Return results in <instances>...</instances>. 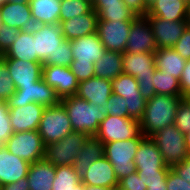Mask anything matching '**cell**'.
I'll return each instance as SVG.
<instances>
[{"mask_svg": "<svg viewBox=\"0 0 190 190\" xmlns=\"http://www.w3.org/2000/svg\"><path fill=\"white\" fill-rule=\"evenodd\" d=\"M182 96L155 94L146 102L144 114L139 121L141 133L150 137L174 122Z\"/></svg>", "mask_w": 190, "mask_h": 190, "instance_id": "obj_1", "label": "cell"}, {"mask_svg": "<svg viewBox=\"0 0 190 190\" xmlns=\"http://www.w3.org/2000/svg\"><path fill=\"white\" fill-rule=\"evenodd\" d=\"M60 103L67 111L73 131L89 136L97 134L100 123L108 115L104 106L94 105L76 95L62 98Z\"/></svg>", "mask_w": 190, "mask_h": 190, "instance_id": "obj_2", "label": "cell"}, {"mask_svg": "<svg viewBox=\"0 0 190 190\" xmlns=\"http://www.w3.org/2000/svg\"><path fill=\"white\" fill-rule=\"evenodd\" d=\"M155 70L154 53L123 52V74L131 75L137 80L140 94L146 100L156 94L152 82Z\"/></svg>", "mask_w": 190, "mask_h": 190, "instance_id": "obj_3", "label": "cell"}, {"mask_svg": "<svg viewBox=\"0 0 190 190\" xmlns=\"http://www.w3.org/2000/svg\"><path fill=\"white\" fill-rule=\"evenodd\" d=\"M144 138L145 136L141 133L137 138L104 144L105 157L112 164L118 181L136 172L134 157Z\"/></svg>", "mask_w": 190, "mask_h": 190, "instance_id": "obj_4", "label": "cell"}, {"mask_svg": "<svg viewBox=\"0 0 190 190\" xmlns=\"http://www.w3.org/2000/svg\"><path fill=\"white\" fill-rule=\"evenodd\" d=\"M150 138L159 148L167 167L172 168L190 157L185 135L173 124L158 130Z\"/></svg>", "mask_w": 190, "mask_h": 190, "instance_id": "obj_5", "label": "cell"}, {"mask_svg": "<svg viewBox=\"0 0 190 190\" xmlns=\"http://www.w3.org/2000/svg\"><path fill=\"white\" fill-rule=\"evenodd\" d=\"M37 131L45 145L62 140L73 132L67 111L61 103L44 109Z\"/></svg>", "mask_w": 190, "mask_h": 190, "instance_id": "obj_6", "label": "cell"}, {"mask_svg": "<svg viewBox=\"0 0 190 190\" xmlns=\"http://www.w3.org/2000/svg\"><path fill=\"white\" fill-rule=\"evenodd\" d=\"M89 137L85 132L73 131L62 140L45 145L44 159L53 166H72Z\"/></svg>", "mask_w": 190, "mask_h": 190, "instance_id": "obj_7", "label": "cell"}, {"mask_svg": "<svg viewBox=\"0 0 190 190\" xmlns=\"http://www.w3.org/2000/svg\"><path fill=\"white\" fill-rule=\"evenodd\" d=\"M8 109L15 107H23L29 103H38L42 106H56L61 99L56 94V90L45 83L42 79L36 81L34 85L24 86L16 89L6 101Z\"/></svg>", "mask_w": 190, "mask_h": 190, "instance_id": "obj_8", "label": "cell"}, {"mask_svg": "<svg viewBox=\"0 0 190 190\" xmlns=\"http://www.w3.org/2000/svg\"><path fill=\"white\" fill-rule=\"evenodd\" d=\"M4 147L30 164L44 159L45 144L37 130L13 133Z\"/></svg>", "mask_w": 190, "mask_h": 190, "instance_id": "obj_9", "label": "cell"}, {"mask_svg": "<svg viewBox=\"0 0 190 190\" xmlns=\"http://www.w3.org/2000/svg\"><path fill=\"white\" fill-rule=\"evenodd\" d=\"M141 134L140 123L132 118L107 115L100 123L95 137L103 144L137 138Z\"/></svg>", "mask_w": 190, "mask_h": 190, "instance_id": "obj_10", "label": "cell"}, {"mask_svg": "<svg viewBox=\"0 0 190 190\" xmlns=\"http://www.w3.org/2000/svg\"><path fill=\"white\" fill-rule=\"evenodd\" d=\"M32 29L33 38L36 40V56L43 64L65 39L62 34L61 23L35 25Z\"/></svg>", "mask_w": 190, "mask_h": 190, "instance_id": "obj_11", "label": "cell"}, {"mask_svg": "<svg viewBox=\"0 0 190 190\" xmlns=\"http://www.w3.org/2000/svg\"><path fill=\"white\" fill-rule=\"evenodd\" d=\"M157 49L148 19L145 16H138L131 24L125 52L155 53Z\"/></svg>", "mask_w": 190, "mask_h": 190, "instance_id": "obj_12", "label": "cell"}, {"mask_svg": "<svg viewBox=\"0 0 190 190\" xmlns=\"http://www.w3.org/2000/svg\"><path fill=\"white\" fill-rule=\"evenodd\" d=\"M133 21H98L97 33L106 50L125 52Z\"/></svg>", "mask_w": 190, "mask_h": 190, "instance_id": "obj_13", "label": "cell"}, {"mask_svg": "<svg viewBox=\"0 0 190 190\" xmlns=\"http://www.w3.org/2000/svg\"><path fill=\"white\" fill-rule=\"evenodd\" d=\"M42 78L56 90L60 99L73 96L78 89V80L67 66H43Z\"/></svg>", "mask_w": 190, "mask_h": 190, "instance_id": "obj_14", "label": "cell"}, {"mask_svg": "<svg viewBox=\"0 0 190 190\" xmlns=\"http://www.w3.org/2000/svg\"><path fill=\"white\" fill-rule=\"evenodd\" d=\"M145 17L150 23L158 49L173 48L187 27L186 21L170 22L154 16Z\"/></svg>", "mask_w": 190, "mask_h": 190, "instance_id": "obj_15", "label": "cell"}, {"mask_svg": "<svg viewBox=\"0 0 190 190\" xmlns=\"http://www.w3.org/2000/svg\"><path fill=\"white\" fill-rule=\"evenodd\" d=\"M2 61L7 65L16 89L34 85L36 81L42 79L43 64L41 62H26L11 58H2Z\"/></svg>", "mask_w": 190, "mask_h": 190, "instance_id": "obj_16", "label": "cell"}, {"mask_svg": "<svg viewBox=\"0 0 190 190\" xmlns=\"http://www.w3.org/2000/svg\"><path fill=\"white\" fill-rule=\"evenodd\" d=\"M71 49L72 62L84 64H94L101 59L102 54L106 51L97 32L71 40Z\"/></svg>", "mask_w": 190, "mask_h": 190, "instance_id": "obj_17", "label": "cell"}, {"mask_svg": "<svg viewBox=\"0 0 190 190\" xmlns=\"http://www.w3.org/2000/svg\"><path fill=\"white\" fill-rule=\"evenodd\" d=\"M44 109L45 107L38 103L10 108L9 118L14 133L38 130Z\"/></svg>", "mask_w": 190, "mask_h": 190, "instance_id": "obj_18", "label": "cell"}, {"mask_svg": "<svg viewBox=\"0 0 190 190\" xmlns=\"http://www.w3.org/2000/svg\"><path fill=\"white\" fill-rule=\"evenodd\" d=\"M112 94V81L94 76L79 82L75 95L94 105L105 107Z\"/></svg>", "mask_w": 190, "mask_h": 190, "instance_id": "obj_19", "label": "cell"}, {"mask_svg": "<svg viewBox=\"0 0 190 190\" xmlns=\"http://www.w3.org/2000/svg\"><path fill=\"white\" fill-rule=\"evenodd\" d=\"M30 163L0 147V186L26 178Z\"/></svg>", "mask_w": 190, "mask_h": 190, "instance_id": "obj_20", "label": "cell"}, {"mask_svg": "<svg viewBox=\"0 0 190 190\" xmlns=\"http://www.w3.org/2000/svg\"><path fill=\"white\" fill-rule=\"evenodd\" d=\"M84 185L111 188L118 185V179L110 161L104 156L93 162L81 177Z\"/></svg>", "mask_w": 190, "mask_h": 190, "instance_id": "obj_21", "label": "cell"}, {"mask_svg": "<svg viewBox=\"0 0 190 190\" xmlns=\"http://www.w3.org/2000/svg\"><path fill=\"white\" fill-rule=\"evenodd\" d=\"M136 171L169 170L165 165L159 148L150 137H145L137 149L134 157Z\"/></svg>", "mask_w": 190, "mask_h": 190, "instance_id": "obj_22", "label": "cell"}, {"mask_svg": "<svg viewBox=\"0 0 190 190\" xmlns=\"http://www.w3.org/2000/svg\"><path fill=\"white\" fill-rule=\"evenodd\" d=\"M59 22L61 23L63 36L71 41L96 33L98 14L92 9L89 13Z\"/></svg>", "mask_w": 190, "mask_h": 190, "instance_id": "obj_23", "label": "cell"}, {"mask_svg": "<svg viewBox=\"0 0 190 190\" xmlns=\"http://www.w3.org/2000/svg\"><path fill=\"white\" fill-rule=\"evenodd\" d=\"M0 13L5 25L16 27L20 31L30 30L35 26L29 4L6 2L0 6Z\"/></svg>", "mask_w": 190, "mask_h": 190, "instance_id": "obj_24", "label": "cell"}, {"mask_svg": "<svg viewBox=\"0 0 190 190\" xmlns=\"http://www.w3.org/2000/svg\"><path fill=\"white\" fill-rule=\"evenodd\" d=\"M56 166L47 160L35 161L30 165L27 181L30 190H52Z\"/></svg>", "mask_w": 190, "mask_h": 190, "instance_id": "obj_25", "label": "cell"}, {"mask_svg": "<svg viewBox=\"0 0 190 190\" xmlns=\"http://www.w3.org/2000/svg\"><path fill=\"white\" fill-rule=\"evenodd\" d=\"M35 41L33 38V29L20 31L16 41L2 58L18 59L26 62H40L36 56Z\"/></svg>", "mask_w": 190, "mask_h": 190, "instance_id": "obj_26", "label": "cell"}, {"mask_svg": "<svg viewBox=\"0 0 190 190\" xmlns=\"http://www.w3.org/2000/svg\"><path fill=\"white\" fill-rule=\"evenodd\" d=\"M188 2L185 0H158L152 4L146 16H154L167 21H185Z\"/></svg>", "mask_w": 190, "mask_h": 190, "instance_id": "obj_27", "label": "cell"}, {"mask_svg": "<svg viewBox=\"0 0 190 190\" xmlns=\"http://www.w3.org/2000/svg\"><path fill=\"white\" fill-rule=\"evenodd\" d=\"M105 156L104 144L95 136H90L78 150V159L72 165L77 175L81 178L86 169L97 159Z\"/></svg>", "mask_w": 190, "mask_h": 190, "instance_id": "obj_28", "label": "cell"}, {"mask_svg": "<svg viewBox=\"0 0 190 190\" xmlns=\"http://www.w3.org/2000/svg\"><path fill=\"white\" fill-rule=\"evenodd\" d=\"M29 6L35 25L60 21L61 0H29Z\"/></svg>", "mask_w": 190, "mask_h": 190, "instance_id": "obj_29", "label": "cell"}, {"mask_svg": "<svg viewBox=\"0 0 190 190\" xmlns=\"http://www.w3.org/2000/svg\"><path fill=\"white\" fill-rule=\"evenodd\" d=\"M156 69L168 73L177 79H181V74L185 68L186 60L180 56L173 48L157 49L154 53Z\"/></svg>", "mask_w": 190, "mask_h": 190, "instance_id": "obj_30", "label": "cell"}, {"mask_svg": "<svg viewBox=\"0 0 190 190\" xmlns=\"http://www.w3.org/2000/svg\"><path fill=\"white\" fill-rule=\"evenodd\" d=\"M95 77L114 80L123 74V52L106 50L99 61L94 63Z\"/></svg>", "mask_w": 190, "mask_h": 190, "instance_id": "obj_31", "label": "cell"}, {"mask_svg": "<svg viewBox=\"0 0 190 190\" xmlns=\"http://www.w3.org/2000/svg\"><path fill=\"white\" fill-rule=\"evenodd\" d=\"M154 89L156 94L182 96L180 80L158 69L153 74Z\"/></svg>", "mask_w": 190, "mask_h": 190, "instance_id": "obj_32", "label": "cell"}, {"mask_svg": "<svg viewBox=\"0 0 190 190\" xmlns=\"http://www.w3.org/2000/svg\"><path fill=\"white\" fill-rule=\"evenodd\" d=\"M52 190H74L81 182L73 166H56Z\"/></svg>", "mask_w": 190, "mask_h": 190, "instance_id": "obj_33", "label": "cell"}, {"mask_svg": "<svg viewBox=\"0 0 190 190\" xmlns=\"http://www.w3.org/2000/svg\"><path fill=\"white\" fill-rule=\"evenodd\" d=\"M113 94L122 96L123 98L131 96H142L138 87L137 80L127 74H120L112 80Z\"/></svg>", "mask_w": 190, "mask_h": 190, "instance_id": "obj_34", "label": "cell"}, {"mask_svg": "<svg viewBox=\"0 0 190 190\" xmlns=\"http://www.w3.org/2000/svg\"><path fill=\"white\" fill-rule=\"evenodd\" d=\"M92 9L89 0H61L60 21L89 13Z\"/></svg>", "mask_w": 190, "mask_h": 190, "instance_id": "obj_35", "label": "cell"}, {"mask_svg": "<svg viewBox=\"0 0 190 190\" xmlns=\"http://www.w3.org/2000/svg\"><path fill=\"white\" fill-rule=\"evenodd\" d=\"M137 17L126 5H113L98 14V21H134Z\"/></svg>", "mask_w": 190, "mask_h": 190, "instance_id": "obj_36", "label": "cell"}, {"mask_svg": "<svg viewBox=\"0 0 190 190\" xmlns=\"http://www.w3.org/2000/svg\"><path fill=\"white\" fill-rule=\"evenodd\" d=\"M169 170L137 171L138 177L147 186V190H167V173Z\"/></svg>", "mask_w": 190, "mask_h": 190, "instance_id": "obj_37", "label": "cell"}, {"mask_svg": "<svg viewBox=\"0 0 190 190\" xmlns=\"http://www.w3.org/2000/svg\"><path fill=\"white\" fill-rule=\"evenodd\" d=\"M73 61V54L71 49V41L64 39V41L54 51L52 56H49L43 63V66H67L70 67Z\"/></svg>", "mask_w": 190, "mask_h": 190, "instance_id": "obj_38", "label": "cell"}, {"mask_svg": "<svg viewBox=\"0 0 190 190\" xmlns=\"http://www.w3.org/2000/svg\"><path fill=\"white\" fill-rule=\"evenodd\" d=\"M173 125L184 135L190 132V97L181 98Z\"/></svg>", "mask_w": 190, "mask_h": 190, "instance_id": "obj_39", "label": "cell"}, {"mask_svg": "<svg viewBox=\"0 0 190 190\" xmlns=\"http://www.w3.org/2000/svg\"><path fill=\"white\" fill-rule=\"evenodd\" d=\"M16 91L7 65L0 62V101H6Z\"/></svg>", "mask_w": 190, "mask_h": 190, "instance_id": "obj_40", "label": "cell"}, {"mask_svg": "<svg viewBox=\"0 0 190 190\" xmlns=\"http://www.w3.org/2000/svg\"><path fill=\"white\" fill-rule=\"evenodd\" d=\"M13 133L7 104L0 101V146H4Z\"/></svg>", "mask_w": 190, "mask_h": 190, "instance_id": "obj_41", "label": "cell"}, {"mask_svg": "<svg viewBox=\"0 0 190 190\" xmlns=\"http://www.w3.org/2000/svg\"><path fill=\"white\" fill-rule=\"evenodd\" d=\"M127 105L128 117L140 121L146 107L147 100L143 96H131L124 98Z\"/></svg>", "mask_w": 190, "mask_h": 190, "instance_id": "obj_42", "label": "cell"}, {"mask_svg": "<svg viewBox=\"0 0 190 190\" xmlns=\"http://www.w3.org/2000/svg\"><path fill=\"white\" fill-rule=\"evenodd\" d=\"M105 108L108 110V115L129 118L127 105L125 104L122 96L112 94L107 100Z\"/></svg>", "mask_w": 190, "mask_h": 190, "instance_id": "obj_43", "label": "cell"}, {"mask_svg": "<svg viewBox=\"0 0 190 190\" xmlns=\"http://www.w3.org/2000/svg\"><path fill=\"white\" fill-rule=\"evenodd\" d=\"M20 30L16 27L2 25L0 27V52L4 55L11 45L16 41Z\"/></svg>", "mask_w": 190, "mask_h": 190, "instance_id": "obj_44", "label": "cell"}, {"mask_svg": "<svg viewBox=\"0 0 190 190\" xmlns=\"http://www.w3.org/2000/svg\"><path fill=\"white\" fill-rule=\"evenodd\" d=\"M70 68L72 73L76 76L78 82L85 81L95 76L94 64L72 62Z\"/></svg>", "mask_w": 190, "mask_h": 190, "instance_id": "obj_45", "label": "cell"}, {"mask_svg": "<svg viewBox=\"0 0 190 190\" xmlns=\"http://www.w3.org/2000/svg\"><path fill=\"white\" fill-rule=\"evenodd\" d=\"M118 185L123 190H147V186L138 177L137 171L119 180Z\"/></svg>", "mask_w": 190, "mask_h": 190, "instance_id": "obj_46", "label": "cell"}, {"mask_svg": "<svg viewBox=\"0 0 190 190\" xmlns=\"http://www.w3.org/2000/svg\"><path fill=\"white\" fill-rule=\"evenodd\" d=\"M173 49L185 60H190V27H186Z\"/></svg>", "mask_w": 190, "mask_h": 190, "instance_id": "obj_47", "label": "cell"}, {"mask_svg": "<svg viewBox=\"0 0 190 190\" xmlns=\"http://www.w3.org/2000/svg\"><path fill=\"white\" fill-rule=\"evenodd\" d=\"M167 190H190V183L170 168L167 173Z\"/></svg>", "mask_w": 190, "mask_h": 190, "instance_id": "obj_48", "label": "cell"}, {"mask_svg": "<svg viewBox=\"0 0 190 190\" xmlns=\"http://www.w3.org/2000/svg\"><path fill=\"white\" fill-rule=\"evenodd\" d=\"M180 88L182 97H190V60H186L185 68L181 74Z\"/></svg>", "mask_w": 190, "mask_h": 190, "instance_id": "obj_49", "label": "cell"}, {"mask_svg": "<svg viewBox=\"0 0 190 190\" xmlns=\"http://www.w3.org/2000/svg\"><path fill=\"white\" fill-rule=\"evenodd\" d=\"M124 4L137 16H146L145 0H122Z\"/></svg>", "mask_w": 190, "mask_h": 190, "instance_id": "obj_50", "label": "cell"}, {"mask_svg": "<svg viewBox=\"0 0 190 190\" xmlns=\"http://www.w3.org/2000/svg\"><path fill=\"white\" fill-rule=\"evenodd\" d=\"M172 169L179 175L181 178L187 180L190 183V157L185 161L175 165Z\"/></svg>", "mask_w": 190, "mask_h": 190, "instance_id": "obj_51", "label": "cell"}, {"mask_svg": "<svg viewBox=\"0 0 190 190\" xmlns=\"http://www.w3.org/2000/svg\"><path fill=\"white\" fill-rule=\"evenodd\" d=\"M125 5L122 0H94L92 3L93 10L99 14L107 6Z\"/></svg>", "mask_w": 190, "mask_h": 190, "instance_id": "obj_52", "label": "cell"}, {"mask_svg": "<svg viewBox=\"0 0 190 190\" xmlns=\"http://www.w3.org/2000/svg\"><path fill=\"white\" fill-rule=\"evenodd\" d=\"M0 190H30L29 184L26 178H21L17 182L4 184L0 186Z\"/></svg>", "mask_w": 190, "mask_h": 190, "instance_id": "obj_53", "label": "cell"}, {"mask_svg": "<svg viewBox=\"0 0 190 190\" xmlns=\"http://www.w3.org/2000/svg\"><path fill=\"white\" fill-rule=\"evenodd\" d=\"M85 190H110L108 187L85 185Z\"/></svg>", "mask_w": 190, "mask_h": 190, "instance_id": "obj_54", "label": "cell"}, {"mask_svg": "<svg viewBox=\"0 0 190 190\" xmlns=\"http://www.w3.org/2000/svg\"><path fill=\"white\" fill-rule=\"evenodd\" d=\"M185 21H186L187 27H190V3H188V5H187Z\"/></svg>", "mask_w": 190, "mask_h": 190, "instance_id": "obj_55", "label": "cell"}, {"mask_svg": "<svg viewBox=\"0 0 190 190\" xmlns=\"http://www.w3.org/2000/svg\"><path fill=\"white\" fill-rule=\"evenodd\" d=\"M185 141H186L187 150L190 156V132L185 135Z\"/></svg>", "mask_w": 190, "mask_h": 190, "instance_id": "obj_56", "label": "cell"}, {"mask_svg": "<svg viewBox=\"0 0 190 190\" xmlns=\"http://www.w3.org/2000/svg\"><path fill=\"white\" fill-rule=\"evenodd\" d=\"M7 2L15 4H29V0H7Z\"/></svg>", "mask_w": 190, "mask_h": 190, "instance_id": "obj_57", "label": "cell"}, {"mask_svg": "<svg viewBox=\"0 0 190 190\" xmlns=\"http://www.w3.org/2000/svg\"><path fill=\"white\" fill-rule=\"evenodd\" d=\"M155 1H158V0H145L146 2V10H148V8L154 4Z\"/></svg>", "mask_w": 190, "mask_h": 190, "instance_id": "obj_58", "label": "cell"}, {"mask_svg": "<svg viewBox=\"0 0 190 190\" xmlns=\"http://www.w3.org/2000/svg\"><path fill=\"white\" fill-rule=\"evenodd\" d=\"M74 190H85V185L80 182L75 188Z\"/></svg>", "mask_w": 190, "mask_h": 190, "instance_id": "obj_59", "label": "cell"}, {"mask_svg": "<svg viewBox=\"0 0 190 190\" xmlns=\"http://www.w3.org/2000/svg\"><path fill=\"white\" fill-rule=\"evenodd\" d=\"M110 190H123L119 185L112 186Z\"/></svg>", "mask_w": 190, "mask_h": 190, "instance_id": "obj_60", "label": "cell"}, {"mask_svg": "<svg viewBox=\"0 0 190 190\" xmlns=\"http://www.w3.org/2000/svg\"><path fill=\"white\" fill-rule=\"evenodd\" d=\"M6 2H7V0H0V6H2Z\"/></svg>", "mask_w": 190, "mask_h": 190, "instance_id": "obj_61", "label": "cell"}, {"mask_svg": "<svg viewBox=\"0 0 190 190\" xmlns=\"http://www.w3.org/2000/svg\"><path fill=\"white\" fill-rule=\"evenodd\" d=\"M2 25H4V23H3V20H2V18H1V13H0V27H1Z\"/></svg>", "mask_w": 190, "mask_h": 190, "instance_id": "obj_62", "label": "cell"}, {"mask_svg": "<svg viewBox=\"0 0 190 190\" xmlns=\"http://www.w3.org/2000/svg\"><path fill=\"white\" fill-rule=\"evenodd\" d=\"M2 57H3V55H2V53L0 52V60H2Z\"/></svg>", "mask_w": 190, "mask_h": 190, "instance_id": "obj_63", "label": "cell"}]
</instances>
